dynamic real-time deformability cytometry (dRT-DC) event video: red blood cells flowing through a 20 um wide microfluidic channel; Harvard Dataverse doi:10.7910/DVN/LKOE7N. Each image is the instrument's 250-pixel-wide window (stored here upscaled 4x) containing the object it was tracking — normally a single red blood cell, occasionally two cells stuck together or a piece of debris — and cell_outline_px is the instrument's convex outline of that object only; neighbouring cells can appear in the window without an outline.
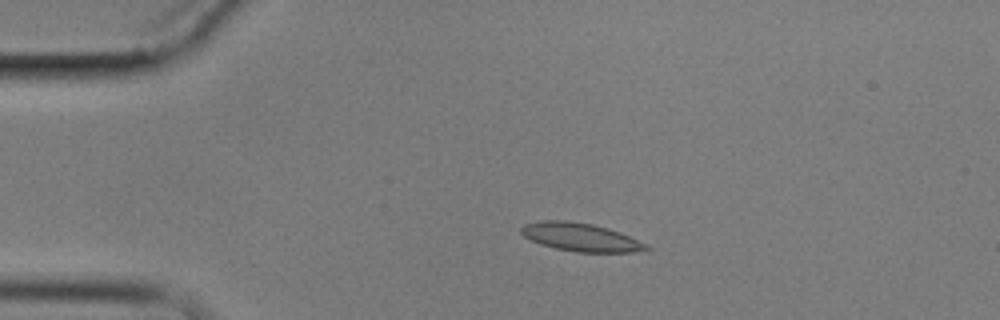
{"species": "common noctule bat (a hibernating species)", "species_latin": "Nyctalus noctula", "temperature_condition": "cold", "stored_images_in_passage": 7, "camera_frame_rate_fps": 3000, "um_per_image_px": 0.085, "animal": {"sex": "male", "body_mass_g": 17.9}, "frame": {"image": 1, "passage_image": 4, "time_ms": 3.333, "image_size_px": [1000, 320], "cell_outline_px": [[652, 248], [632, 252], [576, 252], [556, 248], [540, 244], [524, 236], [520, 232], [520, 228], [524, 224], [540, 220], [568, 220], [592, 224], [608, 228], [620, 232], [648, 244]], "centroid_in_image_um": [49.35, 20.15], "position_along_channel_um": 35.7, "area_um2": 20.63}}
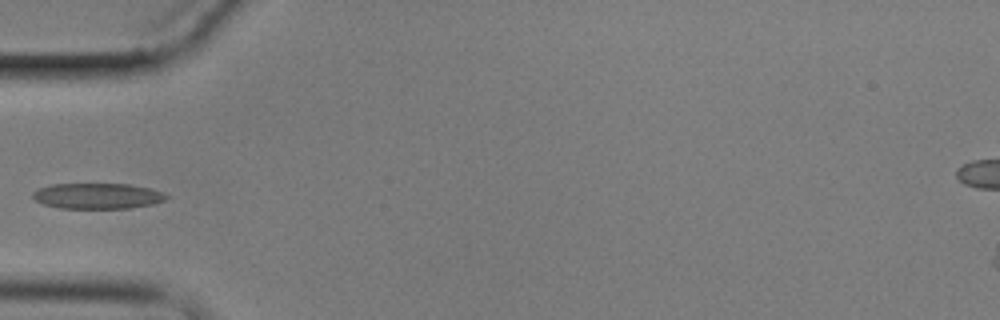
{"frame": {"image": 2, "passage_image": 6, "time_ms": 5.667, "image_size_px": [1000, 320], "cell_outline_px": [[172, 196], [164, 200], [152, 204], [128, 208], [60, 208], [44, 204], [36, 200], [32, 196], [32, 192], [40, 188], [52, 184], [128, 184], [152, 188], [164, 192]], "centroid_in_image_um": [8.34, 16.65], "position_along_channel_um": 76.7, "area_um2": 20.0}}
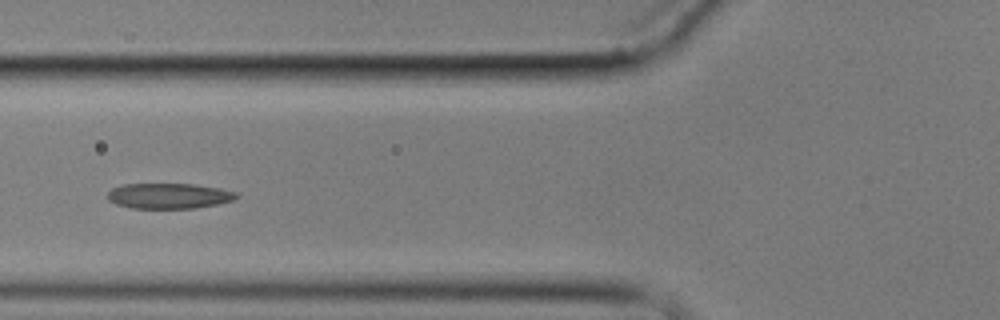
{"frame": {"image": 3, "passage_image": 7, "time_ms": 6.667, "image_size_px": [1000, 320], "cell_outline_px": [[240, 196], [236, 200], [196, 208], [132, 208], [116, 204], [108, 200], [108, 192], [112, 188], [124, 184], [192, 184], [220, 188], [236, 192]], "centroid_in_image_um": [14.38, 16.65], "position_along_channel_um": 111.4, "area_um2": 19.13}}